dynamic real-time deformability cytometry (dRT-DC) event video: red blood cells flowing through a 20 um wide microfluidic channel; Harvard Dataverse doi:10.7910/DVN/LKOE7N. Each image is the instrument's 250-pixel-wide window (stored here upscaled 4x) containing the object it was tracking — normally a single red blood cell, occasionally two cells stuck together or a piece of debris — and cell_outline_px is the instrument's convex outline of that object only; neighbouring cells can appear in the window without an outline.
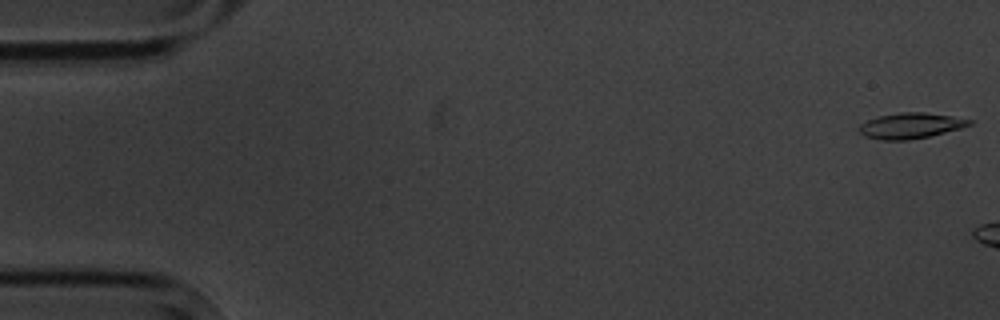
{"species": "common noctule bat (a hibernating species)", "species_latin": "Nyctalus noctula", "temperature_condition": "cold", "stored_images_in_passage": 3, "camera_frame_rate_fps": 3000, "um_per_image_px": 0.085, "animal": {"sex": "male", "body_mass_g": 20.1, "forearm_length_mm": 53.5}, "frame": {"image": 1, "passage_image": 1, "time_ms": 0.0, "image_size_px": [1000, 320], "cell_outline_px": [[972, 124], [960, 128], [928, 136], [908, 140], [880, 140], [864, 136], [860, 132], [860, 124], [868, 120], [880, 116], [900, 112], [924, 112], [952, 116], [972, 120]], "centroid_in_image_um": [77.39, 10.68], "position_along_channel_um": 7.6, "area_um2": 16.24}}